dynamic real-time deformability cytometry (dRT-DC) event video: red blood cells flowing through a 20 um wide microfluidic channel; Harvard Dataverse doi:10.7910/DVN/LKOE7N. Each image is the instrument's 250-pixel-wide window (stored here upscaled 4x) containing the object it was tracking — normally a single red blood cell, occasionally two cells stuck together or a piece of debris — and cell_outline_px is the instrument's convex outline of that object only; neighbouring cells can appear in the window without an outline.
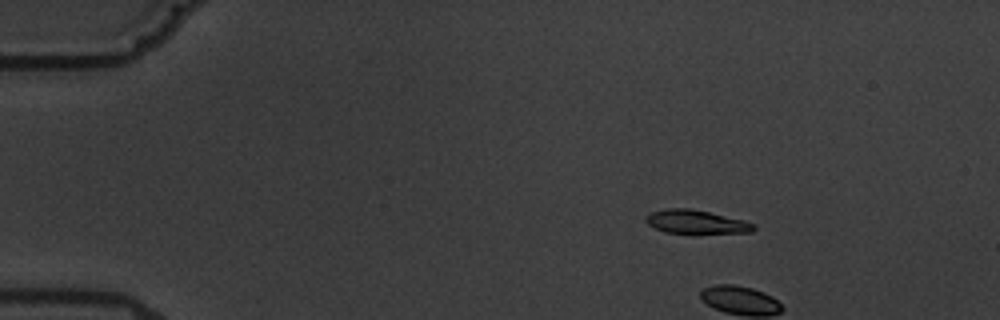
{"species": "common noctule bat (a hibernating species)", "species_latin": "Nyctalus noctula", "temperature_condition": "warm", "stored_images_in_passage": 5, "camera_frame_rate_fps": 3000, "um_per_image_px": 0.085, "animal": {"sex": "male", "body_mass_g": 19.5, "forearm_length_mm": 54.6}, "frame": {"image": 1, "passage_image": 2, "time_ms": 1.333, "image_size_px": [1000, 320], "cell_outline_px": [[756, 228], [752, 232], [692, 236], [664, 232], [648, 224], [644, 220], [644, 216], [652, 212], [664, 208], [692, 208], [744, 220], [752, 224]], "centroid_in_image_um": [59.16, 18.91], "position_along_channel_um": 25.8, "area_um2": 15.78}}